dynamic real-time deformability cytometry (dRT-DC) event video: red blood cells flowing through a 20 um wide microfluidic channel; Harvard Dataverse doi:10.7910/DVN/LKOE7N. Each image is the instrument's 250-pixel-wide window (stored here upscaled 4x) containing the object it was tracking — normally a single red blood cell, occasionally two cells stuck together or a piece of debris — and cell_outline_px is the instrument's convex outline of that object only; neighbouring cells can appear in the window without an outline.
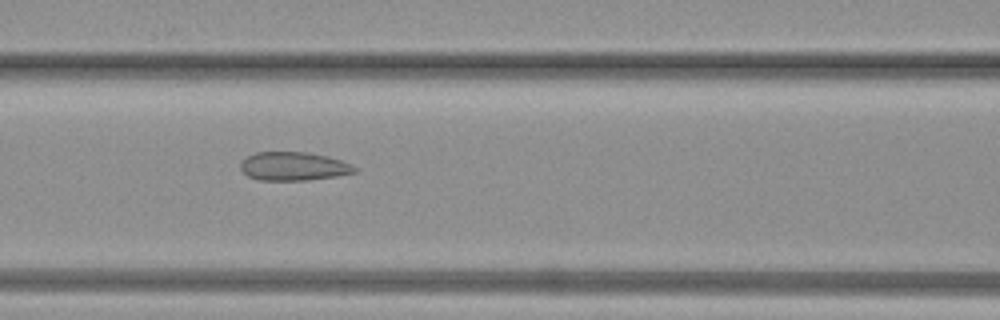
{"species": "common noctule bat (a hibernating species)", "species_latin": "Nyctalus noctula", "temperature_condition": "warm", "stored_images_in_passage": 25, "camera_frame_rate_fps": 3000, "um_per_image_px": 0.085, "animal": {"sex": "female", "body_mass_g": 19.3, "forearm_length_mm": 54.1}, "frame": {"image": 1, "passage_image": 8, "time_ms": 2.333, "image_size_px": [1000, 320], "cell_outline_px": [[356, 172], [336, 176], [308, 180], [260, 180], [248, 176], [240, 168], [240, 164], [248, 156], [256, 152], [308, 152], [328, 156], [340, 160], [356, 168]], "centroid_in_image_um": [24.94, 14.13], "position_along_channel_um": 141.7, "area_um2": 18.79}}
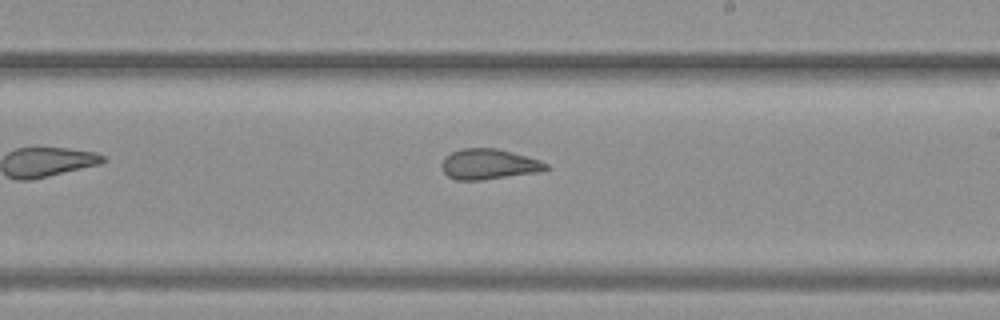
{"frame": {"image": 2, "passage_image": 14, "time_ms": 4.333, "image_size_px": [1000, 320], "cell_outline_px": [[552, 168], [540, 172], [484, 180], [456, 180], [448, 176], [444, 172], [440, 164], [444, 156], [452, 152], [464, 148], [496, 148], [512, 152], [540, 160], [548, 164]], "centroid_in_image_um": [41.56, 13.96], "position_along_channel_um": 247.4, "area_um2": 18.73}}
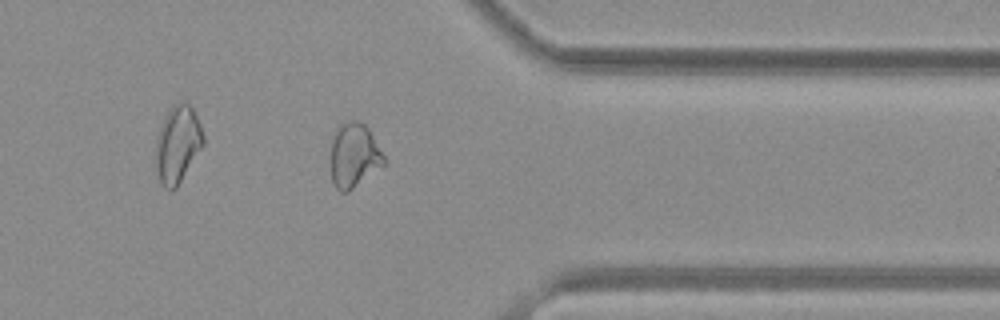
{"frame": {"image": 3, "passage_image": 22, "time_ms": 7.0, "image_size_px": [1000, 320], "cell_outline_px": [[384, 164], [348, 192], [340, 192], [332, 184], [332, 140], [336, 128], [344, 120], [356, 120], [364, 124], [368, 128], [384, 156]], "centroid_in_image_um": [30.07, 13.19], "position_along_channel_um": 381.3, "area_um2": 19.71}}